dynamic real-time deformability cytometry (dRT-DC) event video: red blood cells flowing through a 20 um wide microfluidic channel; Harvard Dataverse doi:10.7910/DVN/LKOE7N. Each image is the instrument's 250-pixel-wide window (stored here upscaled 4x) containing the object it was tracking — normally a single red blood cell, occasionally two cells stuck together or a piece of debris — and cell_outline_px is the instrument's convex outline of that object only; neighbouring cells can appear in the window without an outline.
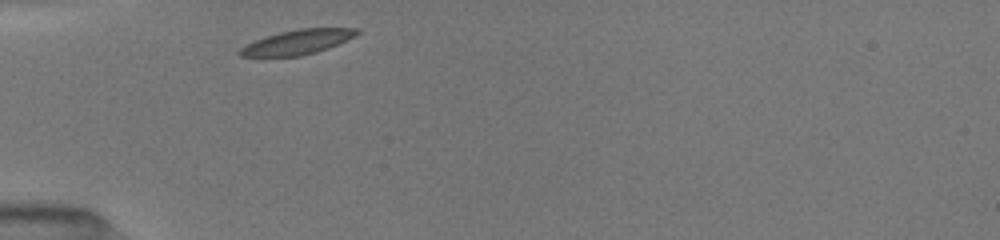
{"species": "common noctule bat (a hibernating species)", "species_latin": "Nyctalus noctula", "temperature_condition": "room temperature", "stored_images_in_passage": 30, "camera_frame_rate_fps": 3000, "um_per_image_px": 0.085, "animal": {"sex": "female", "body_mass_g": 19.5, "forearm_length_mm": 54.1}, "frame": {"image": 1, "passage_image": 1, "time_ms": 0.0, "image_size_px": [1000, 240], "cell_outline_px": [[360, 32], [328, 48], [316, 52], [300, 56], [240, 56], [236, 52], [244, 44], [280, 32], [300, 28], [360, 28]], "centroid_in_image_um": [25.23, 3.57], "position_along_channel_um": 59.8, "area_um2": 16.53}}
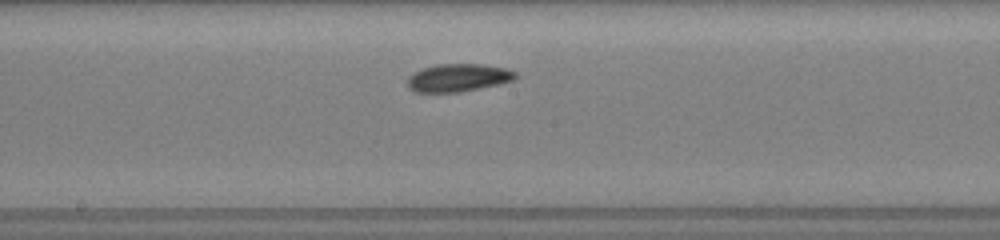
{"frame": {"image": 2, "passage_image": 13, "time_ms": 4.0, "image_size_px": [1000, 240], "cell_outline_px": [[516, 76], [512, 80], [500, 84], [456, 92], [416, 92], [408, 88], [408, 76], [412, 72], [420, 68], [436, 64], [484, 64], [504, 68], [516, 72]], "centroid_in_image_um": [38.89, 6.59], "position_along_channel_um": 209.3, "area_um2": 17.51}}
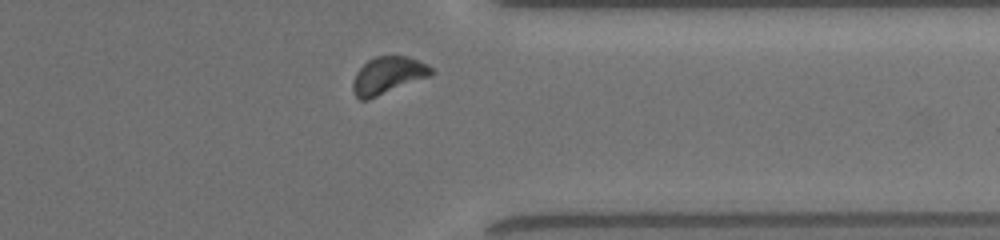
{"frame": {"image": 3, "passage_image": 26, "time_ms": 8.333, "image_size_px": [1000, 240], "cell_outline_px": [[432, 76], [368, 100], [360, 100], [352, 92], [352, 84], [356, 72], [368, 60], [376, 56], [408, 56], [428, 64], [432, 68]], "centroid_in_image_um": [32.98, 6.42], "position_along_channel_um": 378.4, "area_um2": 17.17}, "authors_computed_cell_mechanics": {"area_um2": 16.8487, "velocity_mm_per_s": 3.9524, "shape_relaxation_time_tau1_ms": 1.9167, "shape_relaxation_time_tau2_ms": null, "deformation_change_tau1": 0.0857, "deformation_change_tau2": null}}